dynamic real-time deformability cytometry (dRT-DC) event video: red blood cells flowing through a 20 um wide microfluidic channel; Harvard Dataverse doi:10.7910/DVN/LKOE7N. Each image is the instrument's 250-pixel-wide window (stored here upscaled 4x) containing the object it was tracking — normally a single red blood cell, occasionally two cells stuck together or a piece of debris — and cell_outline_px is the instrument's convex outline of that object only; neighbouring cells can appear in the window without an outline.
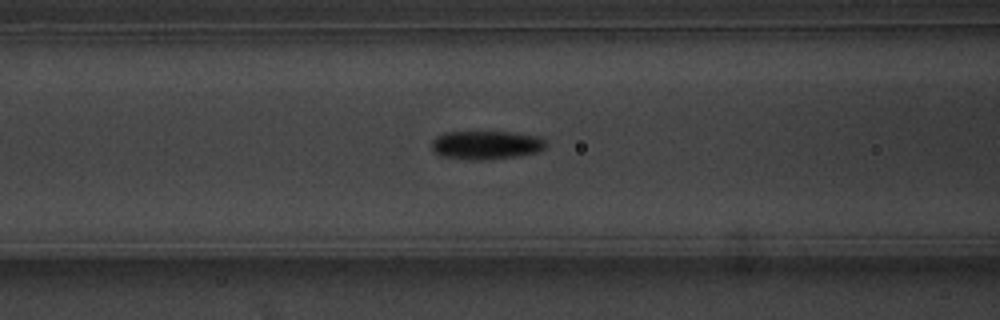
{"species": "common noctule bat (a hibernating species)", "species_latin": "Nyctalus noctula", "temperature_condition": "warm", "stored_images_in_passage": 40, "camera_frame_rate_fps": 3000, "um_per_image_px": 0.085, "animal": {"sex": "male", "body_mass_g": 20.1, "forearm_length_mm": 53.5}, "frame": {"image": 1, "passage_image": 9, "time_ms": 2.667, "image_size_px": [1000, 320], "cell_outline_px": [[548, 144], [544, 148], [536, 152], [520, 156], [484, 160], [468, 160], [440, 156], [432, 148], [432, 140], [436, 136], [444, 132], [508, 132], [536, 136], [544, 140]], "centroid_in_image_um": [41.3, 12.33], "position_along_channel_um": 125.3, "area_um2": 19.07}}
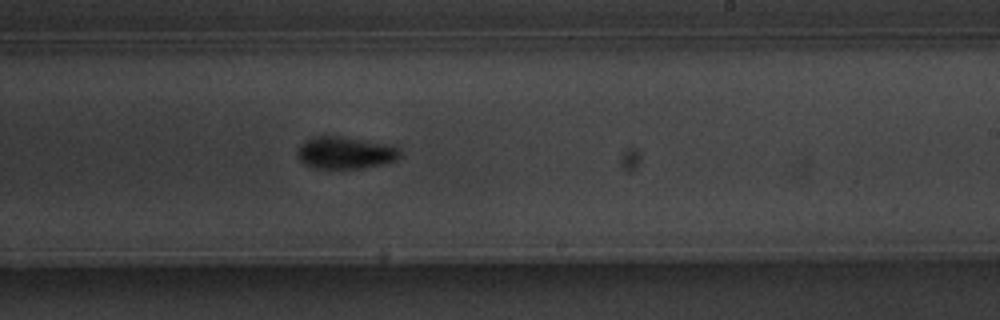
{"frame": {"image": 2, "passage_image": 20, "time_ms": 6.333, "image_size_px": [1000, 320], "cell_outline_px": [[400, 156], [396, 160], [380, 164], [360, 168], [312, 168], [304, 164], [300, 160], [296, 152], [300, 144], [304, 140], [316, 136], [344, 136], [388, 144], [400, 148]], "centroid_in_image_um": [29.32, 12.97], "position_along_channel_um": 259.7, "area_um2": 19.31}}
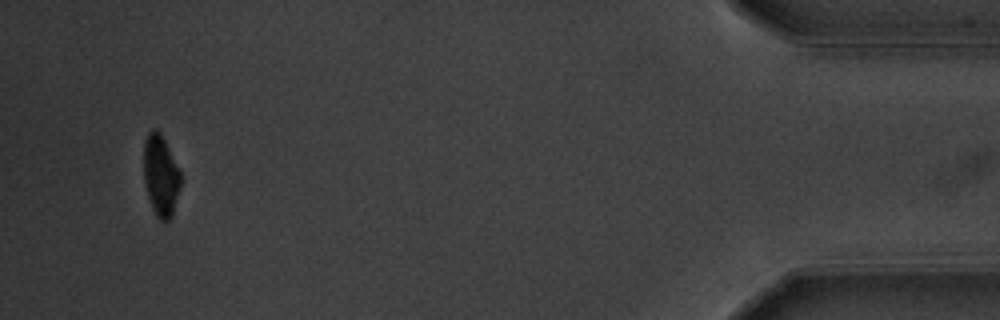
{"frame": {"image": 3, "passage_image": 39, "time_ms": 12.667, "image_size_px": [1000, 320], "cell_outline_px": [[180, 188], [172, 216], [168, 220], [160, 220], [156, 216], [152, 208], [144, 184], [144, 140], [148, 132], [152, 128], [156, 128], [160, 132], [180, 172]], "centroid_in_image_um": [13.64, 14.92], "position_along_channel_um": 421.6, "area_um2": 17.34}}